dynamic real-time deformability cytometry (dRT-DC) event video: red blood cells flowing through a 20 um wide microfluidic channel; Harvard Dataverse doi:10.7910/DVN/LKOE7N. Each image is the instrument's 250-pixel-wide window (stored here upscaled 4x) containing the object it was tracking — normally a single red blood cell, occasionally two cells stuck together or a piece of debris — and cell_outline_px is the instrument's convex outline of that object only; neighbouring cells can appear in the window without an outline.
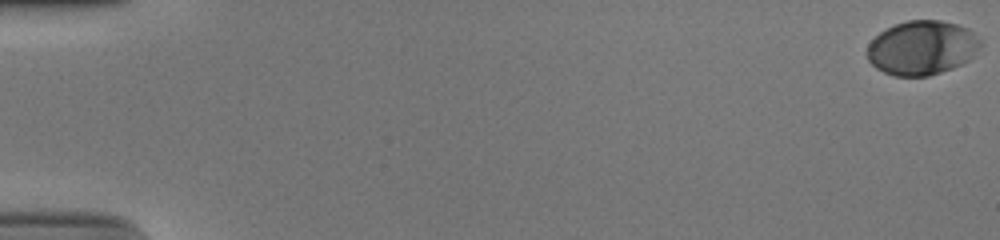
{"species": "human", "species_latin": "Homo sapiens", "temperature_condition": "cold", "stored_images_in_passage": 55, "camera_frame_rate_fps": 3000, "um_per_image_px": 0.085, "donor": {"sex": "male"}, "frame": {"image": 1, "passage_image": 1, "time_ms": 0.0, "image_size_px": [1000, 240], "cell_outline_px": [[984, 44], [968, 60], [952, 68], [928, 76], [896, 76], [884, 72], [876, 68], [868, 60], [864, 52], [868, 44], [880, 32], [896, 24], [908, 20], [940, 20], [956, 24], [968, 28]], "centroid_in_image_um": [78.35, 4.06], "position_along_channel_um": 6.7, "area_um2": 35.84}}
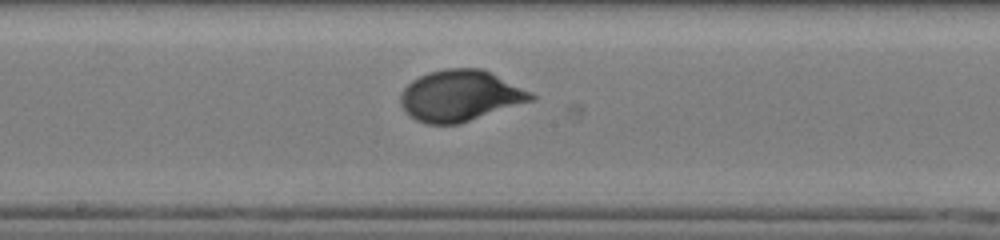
{"frame": {"image": 2, "passage_image": 31, "time_ms": 10.0, "image_size_px": [1000, 240], "cell_outline_px": [[536, 100], [456, 124], [424, 124], [416, 120], [400, 104], [400, 92], [412, 80], [428, 72], [444, 68], [484, 68], [532, 92], [536, 96]], "centroid_in_image_um": [39.14, 8.12], "position_along_channel_um": 209.1, "area_um2": 38.96}}
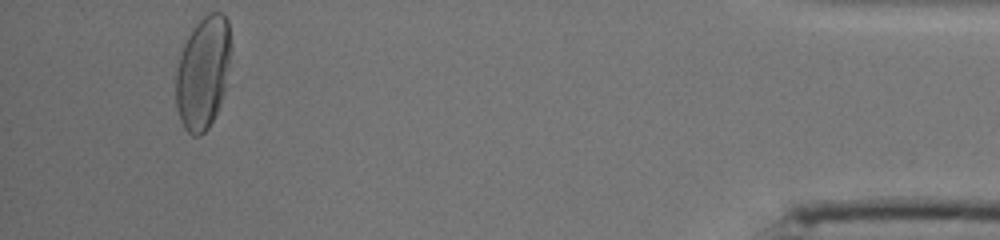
{"frame": {"image": 3, "passage_image": 52, "time_ms": 17.0, "image_size_px": [1000, 240], "cell_outline_px": [[232, 48], [224, 92], [220, 104], [208, 128], [200, 136], [192, 136], [184, 128], [180, 120], [176, 104], [176, 68], [184, 44], [192, 28], [208, 12], [220, 12], [228, 20]], "centroid_in_image_um": [17.26, 6.16], "position_along_channel_um": 417.9, "area_um2": 36.3}, "authors_computed_cell_mechanics": {"area_um2": 36.7608, "velocity_mm_per_s": 3.8789, "shape_relaxation_time_tau1_ms": 3.2566, "shape_relaxation_time_tau2_ms": null, "deformation_change_tau1": 0.1735, "deformation_change_tau2": null}}